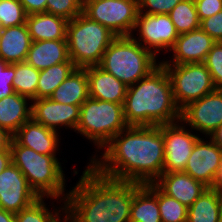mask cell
<instances>
[{
    "instance_id": "1",
    "label": "cell",
    "mask_w": 222,
    "mask_h": 222,
    "mask_svg": "<svg viewBox=\"0 0 222 222\" xmlns=\"http://www.w3.org/2000/svg\"><path fill=\"white\" fill-rule=\"evenodd\" d=\"M104 148H106L104 150ZM88 162L102 176L139 184L154 183L163 173L162 125L128 126Z\"/></svg>"
},
{
    "instance_id": "2",
    "label": "cell",
    "mask_w": 222,
    "mask_h": 222,
    "mask_svg": "<svg viewBox=\"0 0 222 222\" xmlns=\"http://www.w3.org/2000/svg\"><path fill=\"white\" fill-rule=\"evenodd\" d=\"M61 206L69 222H130L136 182L114 180L87 165Z\"/></svg>"
},
{
    "instance_id": "3",
    "label": "cell",
    "mask_w": 222,
    "mask_h": 222,
    "mask_svg": "<svg viewBox=\"0 0 222 222\" xmlns=\"http://www.w3.org/2000/svg\"><path fill=\"white\" fill-rule=\"evenodd\" d=\"M128 126H159L180 121L172 83L165 67L159 65L127 89L123 103Z\"/></svg>"
},
{
    "instance_id": "4",
    "label": "cell",
    "mask_w": 222,
    "mask_h": 222,
    "mask_svg": "<svg viewBox=\"0 0 222 222\" xmlns=\"http://www.w3.org/2000/svg\"><path fill=\"white\" fill-rule=\"evenodd\" d=\"M12 162L26 177L30 188L39 198L64 200L68 192H65V177L61 163L56 155H45L35 152L33 149L11 142ZM62 196V199L60 197Z\"/></svg>"
},
{
    "instance_id": "5",
    "label": "cell",
    "mask_w": 222,
    "mask_h": 222,
    "mask_svg": "<svg viewBox=\"0 0 222 222\" xmlns=\"http://www.w3.org/2000/svg\"><path fill=\"white\" fill-rule=\"evenodd\" d=\"M156 58L132 36H117L104 52L99 67L129 87L159 65Z\"/></svg>"
},
{
    "instance_id": "6",
    "label": "cell",
    "mask_w": 222,
    "mask_h": 222,
    "mask_svg": "<svg viewBox=\"0 0 222 222\" xmlns=\"http://www.w3.org/2000/svg\"><path fill=\"white\" fill-rule=\"evenodd\" d=\"M116 37L110 29L82 12L67 24L69 57L76 68L99 66L104 52Z\"/></svg>"
},
{
    "instance_id": "7",
    "label": "cell",
    "mask_w": 222,
    "mask_h": 222,
    "mask_svg": "<svg viewBox=\"0 0 222 222\" xmlns=\"http://www.w3.org/2000/svg\"><path fill=\"white\" fill-rule=\"evenodd\" d=\"M128 127L123 104L89 97L80 106L77 133L92 141L97 149L103 147L118 133Z\"/></svg>"
},
{
    "instance_id": "8",
    "label": "cell",
    "mask_w": 222,
    "mask_h": 222,
    "mask_svg": "<svg viewBox=\"0 0 222 222\" xmlns=\"http://www.w3.org/2000/svg\"><path fill=\"white\" fill-rule=\"evenodd\" d=\"M170 77L175 103L180 108L216 90L203 63L162 64Z\"/></svg>"
},
{
    "instance_id": "9",
    "label": "cell",
    "mask_w": 222,
    "mask_h": 222,
    "mask_svg": "<svg viewBox=\"0 0 222 222\" xmlns=\"http://www.w3.org/2000/svg\"><path fill=\"white\" fill-rule=\"evenodd\" d=\"M83 13L117 36H131L139 14L138 0L82 1Z\"/></svg>"
},
{
    "instance_id": "10",
    "label": "cell",
    "mask_w": 222,
    "mask_h": 222,
    "mask_svg": "<svg viewBox=\"0 0 222 222\" xmlns=\"http://www.w3.org/2000/svg\"><path fill=\"white\" fill-rule=\"evenodd\" d=\"M135 30H138L139 37L135 38L132 34L133 39L154 53L156 57L160 50L170 51L179 36L168 14L139 13L134 32Z\"/></svg>"
},
{
    "instance_id": "11",
    "label": "cell",
    "mask_w": 222,
    "mask_h": 222,
    "mask_svg": "<svg viewBox=\"0 0 222 222\" xmlns=\"http://www.w3.org/2000/svg\"><path fill=\"white\" fill-rule=\"evenodd\" d=\"M178 122L162 125L165 152L163 172L184 171L195 143L200 138L186 130L182 121L181 124Z\"/></svg>"
},
{
    "instance_id": "12",
    "label": "cell",
    "mask_w": 222,
    "mask_h": 222,
    "mask_svg": "<svg viewBox=\"0 0 222 222\" xmlns=\"http://www.w3.org/2000/svg\"><path fill=\"white\" fill-rule=\"evenodd\" d=\"M180 121L207 137L222 125V89H216L181 109Z\"/></svg>"
},
{
    "instance_id": "13",
    "label": "cell",
    "mask_w": 222,
    "mask_h": 222,
    "mask_svg": "<svg viewBox=\"0 0 222 222\" xmlns=\"http://www.w3.org/2000/svg\"><path fill=\"white\" fill-rule=\"evenodd\" d=\"M37 199L38 195L30 188L26 177L13 162L0 173V208L16 214Z\"/></svg>"
},
{
    "instance_id": "14",
    "label": "cell",
    "mask_w": 222,
    "mask_h": 222,
    "mask_svg": "<svg viewBox=\"0 0 222 222\" xmlns=\"http://www.w3.org/2000/svg\"><path fill=\"white\" fill-rule=\"evenodd\" d=\"M207 142L204 138L196 141L184 172L205 186L213 187L222 163V149L211 139Z\"/></svg>"
},
{
    "instance_id": "15",
    "label": "cell",
    "mask_w": 222,
    "mask_h": 222,
    "mask_svg": "<svg viewBox=\"0 0 222 222\" xmlns=\"http://www.w3.org/2000/svg\"><path fill=\"white\" fill-rule=\"evenodd\" d=\"M31 102L33 103L31 104V119L33 121L54 131L64 126L76 132L80 120L79 105L61 104L50 98H39Z\"/></svg>"
},
{
    "instance_id": "16",
    "label": "cell",
    "mask_w": 222,
    "mask_h": 222,
    "mask_svg": "<svg viewBox=\"0 0 222 222\" xmlns=\"http://www.w3.org/2000/svg\"><path fill=\"white\" fill-rule=\"evenodd\" d=\"M216 41L201 28L180 34L170 51L173 60H162L161 64L203 63Z\"/></svg>"
},
{
    "instance_id": "17",
    "label": "cell",
    "mask_w": 222,
    "mask_h": 222,
    "mask_svg": "<svg viewBox=\"0 0 222 222\" xmlns=\"http://www.w3.org/2000/svg\"><path fill=\"white\" fill-rule=\"evenodd\" d=\"M154 183L165 194L187 207H190L207 188L184 171L163 172Z\"/></svg>"
},
{
    "instance_id": "18",
    "label": "cell",
    "mask_w": 222,
    "mask_h": 222,
    "mask_svg": "<svg viewBox=\"0 0 222 222\" xmlns=\"http://www.w3.org/2000/svg\"><path fill=\"white\" fill-rule=\"evenodd\" d=\"M58 131L46 128L32 119L25 122L13 135V140L37 153L56 155L60 143Z\"/></svg>"
},
{
    "instance_id": "19",
    "label": "cell",
    "mask_w": 222,
    "mask_h": 222,
    "mask_svg": "<svg viewBox=\"0 0 222 222\" xmlns=\"http://www.w3.org/2000/svg\"><path fill=\"white\" fill-rule=\"evenodd\" d=\"M89 97L116 104H123L128 87L99 66L86 68Z\"/></svg>"
},
{
    "instance_id": "20",
    "label": "cell",
    "mask_w": 222,
    "mask_h": 222,
    "mask_svg": "<svg viewBox=\"0 0 222 222\" xmlns=\"http://www.w3.org/2000/svg\"><path fill=\"white\" fill-rule=\"evenodd\" d=\"M25 62L37 70H43L62 62H72L67 40L33 41Z\"/></svg>"
},
{
    "instance_id": "21",
    "label": "cell",
    "mask_w": 222,
    "mask_h": 222,
    "mask_svg": "<svg viewBox=\"0 0 222 222\" xmlns=\"http://www.w3.org/2000/svg\"><path fill=\"white\" fill-rule=\"evenodd\" d=\"M32 42L26 24L4 28L0 34V58L8 64L25 62Z\"/></svg>"
},
{
    "instance_id": "22",
    "label": "cell",
    "mask_w": 222,
    "mask_h": 222,
    "mask_svg": "<svg viewBox=\"0 0 222 222\" xmlns=\"http://www.w3.org/2000/svg\"><path fill=\"white\" fill-rule=\"evenodd\" d=\"M130 222H162L158 207V186L155 183L134 186Z\"/></svg>"
},
{
    "instance_id": "23",
    "label": "cell",
    "mask_w": 222,
    "mask_h": 222,
    "mask_svg": "<svg viewBox=\"0 0 222 222\" xmlns=\"http://www.w3.org/2000/svg\"><path fill=\"white\" fill-rule=\"evenodd\" d=\"M68 20L47 12L27 15L26 25L32 41L66 40Z\"/></svg>"
},
{
    "instance_id": "24",
    "label": "cell",
    "mask_w": 222,
    "mask_h": 222,
    "mask_svg": "<svg viewBox=\"0 0 222 222\" xmlns=\"http://www.w3.org/2000/svg\"><path fill=\"white\" fill-rule=\"evenodd\" d=\"M49 98L57 103L81 106L89 98L86 68H75Z\"/></svg>"
},
{
    "instance_id": "25",
    "label": "cell",
    "mask_w": 222,
    "mask_h": 222,
    "mask_svg": "<svg viewBox=\"0 0 222 222\" xmlns=\"http://www.w3.org/2000/svg\"><path fill=\"white\" fill-rule=\"evenodd\" d=\"M31 99L14 93L0 100V128L6 129L14 135L19 128L27 121L31 120Z\"/></svg>"
},
{
    "instance_id": "26",
    "label": "cell",
    "mask_w": 222,
    "mask_h": 222,
    "mask_svg": "<svg viewBox=\"0 0 222 222\" xmlns=\"http://www.w3.org/2000/svg\"><path fill=\"white\" fill-rule=\"evenodd\" d=\"M222 207V193L212 187L206 190L188 207L186 222H218Z\"/></svg>"
},
{
    "instance_id": "27",
    "label": "cell",
    "mask_w": 222,
    "mask_h": 222,
    "mask_svg": "<svg viewBox=\"0 0 222 222\" xmlns=\"http://www.w3.org/2000/svg\"><path fill=\"white\" fill-rule=\"evenodd\" d=\"M76 68L73 62H62L46 69L40 70L36 99L49 98L55 89Z\"/></svg>"
},
{
    "instance_id": "28",
    "label": "cell",
    "mask_w": 222,
    "mask_h": 222,
    "mask_svg": "<svg viewBox=\"0 0 222 222\" xmlns=\"http://www.w3.org/2000/svg\"><path fill=\"white\" fill-rule=\"evenodd\" d=\"M40 70L26 62L15 63V77L12 82L14 91L31 100H36V90Z\"/></svg>"
},
{
    "instance_id": "29",
    "label": "cell",
    "mask_w": 222,
    "mask_h": 222,
    "mask_svg": "<svg viewBox=\"0 0 222 222\" xmlns=\"http://www.w3.org/2000/svg\"><path fill=\"white\" fill-rule=\"evenodd\" d=\"M168 15L179 35L200 28V21L194 0L179 2Z\"/></svg>"
},
{
    "instance_id": "30",
    "label": "cell",
    "mask_w": 222,
    "mask_h": 222,
    "mask_svg": "<svg viewBox=\"0 0 222 222\" xmlns=\"http://www.w3.org/2000/svg\"><path fill=\"white\" fill-rule=\"evenodd\" d=\"M56 211L46 207L44 198L37 199L29 207L15 214V222H62L60 208Z\"/></svg>"
},
{
    "instance_id": "31",
    "label": "cell",
    "mask_w": 222,
    "mask_h": 222,
    "mask_svg": "<svg viewBox=\"0 0 222 222\" xmlns=\"http://www.w3.org/2000/svg\"><path fill=\"white\" fill-rule=\"evenodd\" d=\"M158 207L162 222H186L188 207L158 187Z\"/></svg>"
},
{
    "instance_id": "32",
    "label": "cell",
    "mask_w": 222,
    "mask_h": 222,
    "mask_svg": "<svg viewBox=\"0 0 222 222\" xmlns=\"http://www.w3.org/2000/svg\"><path fill=\"white\" fill-rule=\"evenodd\" d=\"M27 14L19 0H0V26L2 29L26 24Z\"/></svg>"
},
{
    "instance_id": "33",
    "label": "cell",
    "mask_w": 222,
    "mask_h": 222,
    "mask_svg": "<svg viewBox=\"0 0 222 222\" xmlns=\"http://www.w3.org/2000/svg\"><path fill=\"white\" fill-rule=\"evenodd\" d=\"M46 12L72 20L83 12L82 0H47Z\"/></svg>"
},
{
    "instance_id": "34",
    "label": "cell",
    "mask_w": 222,
    "mask_h": 222,
    "mask_svg": "<svg viewBox=\"0 0 222 222\" xmlns=\"http://www.w3.org/2000/svg\"><path fill=\"white\" fill-rule=\"evenodd\" d=\"M203 64L210 72L216 89H222V41H218L213 45Z\"/></svg>"
},
{
    "instance_id": "35",
    "label": "cell",
    "mask_w": 222,
    "mask_h": 222,
    "mask_svg": "<svg viewBox=\"0 0 222 222\" xmlns=\"http://www.w3.org/2000/svg\"><path fill=\"white\" fill-rule=\"evenodd\" d=\"M181 1L183 0H138L139 13L145 12L144 14L150 15L169 14Z\"/></svg>"
},
{
    "instance_id": "36",
    "label": "cell",
    "mask_w": 222,
    "mask_h": 222,
    "mask_svg": "<svg viewBox=\"0 0 222 222\" xmlns=\"http://www.w3.org/2000/svg\"><path fill=\"white\" fill-rule=\"evenodd\" d=\"M15 77V63L8 64L0 58V100L15 93L12 86Z\"/></svg>"
},
{
    "instance_id": "37",
    "label": "cell",
    "mask_w": 222,
    "mask_h": 222,
    "mask_svg": "<svg viewBox=\"0 0 222 222\" xmlns=\"http://www.w3.org/2000/svg\"><path fill=\"white\" fill-rule=\"evenodd\" d=\"M200 28L216 42L222 41V10L200 21Z\"/></svg>"
},
{
    "instance_id": "38",
    "label": "cell",
    "mask_w": 222,
    "mask_h": 222,
    "mask_svg": "<svg viewBox=\"0 0 222 222\" xmlns=\"http://www.w3.org/2000/svg\"><path fill=\"white\" fill-rule=\"evenodd\" d=\"M199 21L222 10V0H194Z\"/></svg>"
},
{
    "instance_id": "39",
    "label": "cell",
    "mask_w": 222,
    "mask_h": 222,
    "mask_svg": "<svg viewBox=\"0 0 222 222\" xmlns=\"http://www.w3.org/2000/svg\"><path fill=\"white\" fill-rule=\"evenodd\" d=\"M27 15L46 12L47 0H19Z\"/></svg>"
},
{
    "instance_id": "40",
    "label": "cell",
    "mask_w": 222,
    "mask_h": 222,
    "mask_svg": "<svg viewBox=\"0 0 222 222\" xmlns=\"http://www.w3.org/2000/svg\"><path fill=\"white\" fill-rule=\"evenodd\" d=\"M13 135L6 129L0 128V152L11 151Z\"/></svg>"
},
{
    "instance_id": "41",
    "label": "cell",
    "mask_w": 222,
    "mask_h": 222,
    "mask_svg": "<svg viewBox=\"0 0 222 222\" xmlns=\"http://www.w3.org/2000/svg\"><path fill=\"white\" fill-rule=\"evenodd\" d=\"M11 163H12L11 151L0 152V173Z\"/></svg>"
},
{
    "instance_id": "42",
    "label": "cell",
    "mask_w": 222,
    "mask_h": 222,
    "mask_svg": "<svg viewBox=\"0 0 222 222\" xmlns=\"http://www.w3.org/2000/svg\"><path fill=\"white\" fill-rule=\"evenodd\" d=\"M210 139L222 149V125L209 135Z\"/></svg>"
},
{
    "instance_id": "43",
    "label": "cell",
    "mask_w": 222,
    "mask_h": 222,
    "mask_svg": "<svg viewBox=\"0 0 222 222\" xmlns=\"http://www.w3.org/2000/svg\"><path fill=\"white\" fill-rule=\"evenodd\" d=\"M0 222H15V214L0 208Z\"/></svg>"
},
{
    "instance_id": "44",
    "label": "cell",
    "mask_w": 222,
    "mask_h": 222,
    "mask_svg": "<svg viewBox=\"0 0 222 222\" xmlns=\"http://www.w3.org/2000/svg\"><path fill=\"white\" fill-rule=\"evenodd\" d=\"M212 188L217 189L219 192L222 193V163L218 170V173L216 175L215 182Z\"/></svg>"
},
{
    "instance_id": "45",
    "label": "cell",
    "mask_w": 222,
    "mask_h": 222,
    "mask_svg": "<svg viewBox=\"0 0 222 222\" xmlns=\"http://www.w3.org/2000/svg\"><path fill=\"white\" fill-rule=\"evenodd\" d=\"M218 222H222V207H221V211H220V214H219V220Z\"/></svg>"
},
{
    "instance_id": "46",
    "label": "cell",
    "mask_w": 222,
    "mask_h": 222,
    "mask_svg": "<svg viewBox=\"0 0 222 222\" xmlns=\"http://www.w3.org/2000/svg\"><path fill=\"white\" fill-rule=\"evenodd\" d=\"M63 220H64L63 222H67V215H65Z\"/></svg>"
}]
</instances>
